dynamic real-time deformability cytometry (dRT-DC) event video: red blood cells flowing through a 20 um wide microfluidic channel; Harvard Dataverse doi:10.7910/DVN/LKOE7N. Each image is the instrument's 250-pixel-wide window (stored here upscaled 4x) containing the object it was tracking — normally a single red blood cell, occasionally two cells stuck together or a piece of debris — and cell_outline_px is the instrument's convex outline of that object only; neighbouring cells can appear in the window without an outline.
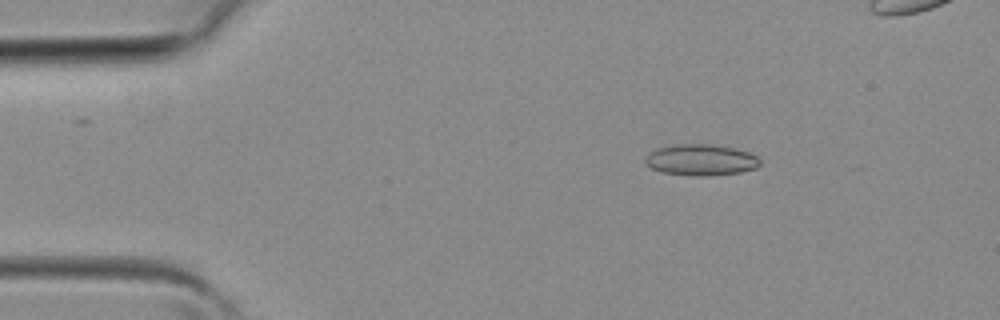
{"species": "common noctule bat (a hibernating species)", "species_latin": "Nyctalus noctula", "temperature_condition": "room temperature", "stored_images_in_passage": 34, "camera_frame_rate_fps": 3000, "um_per_image_px": 0.085, "animal": {"sex": "female", "body_mass_g": 19.3, "forearm_length_mm": 54.1}, "frame": {"image": 1, "passage_image": 6, "time_ms": 1.667, "image_size_px": [1000, 320], "cell_outline_px": [[760, 164], [756, 168], [740, 172], [712, 176], [696, 176], [660, 172], [652, 168], [644, 160], [648, 152], [656, 148], [672, 144], [720, 144], [748, 152], [756, 156], [760, 160]], "centroid_in_image_um": [59.57, 13.58], "position_along_channel_um": 25.4, "area_um2": 21.15}}
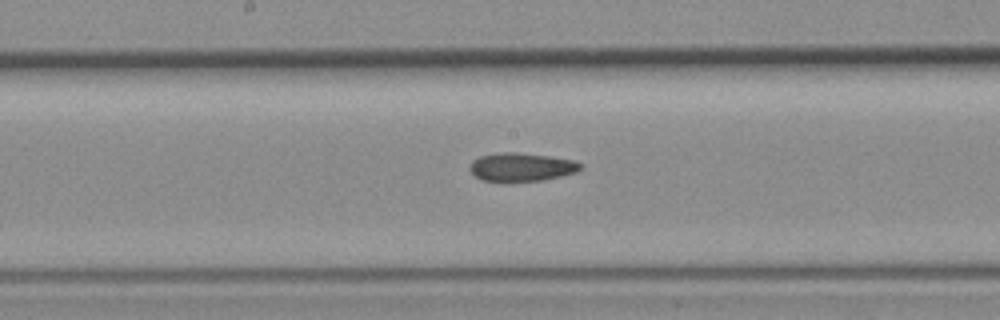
{"frame": {"image": 2, "passage_image": 20, "time_ms": 6.333, "image_size_px": [1000, 320], "cell_outline_px": [[584, 168], [576, 172], [560, 176], [540, 180], [480, 180], [468, 168], [472, 160], [480, 156], [504, 152], [516, 152], [548, 156], [572, 160], [584, 164]], "centroid_in_image_um": [44.34, 14.18], "position_along_channel_um": 203.9, "area_um2": 17.98}}
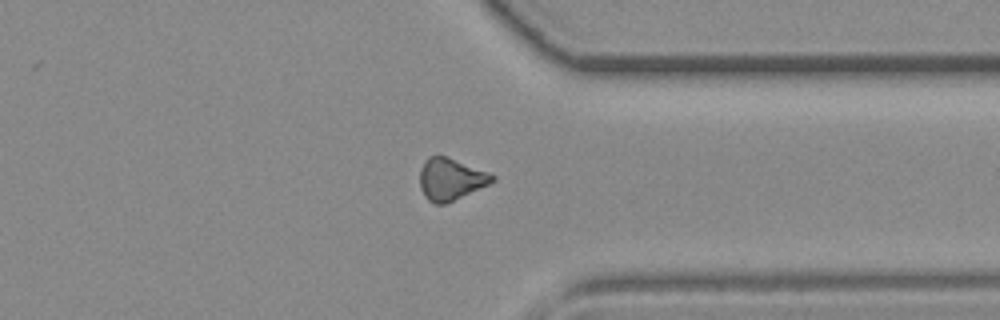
{"frame": {"image": 3, "passage_image": 30, "time_ms": 9.667, "image_size_px": [1000, 320], "cell_outline_px": [[496, 180], [488, 184], [444, 204], [436, 204], [428, 200], [424, 196], [420, 188], [420, 168], [424, 160], [428, 156], [448, 156], [488, 172], [496, 176]], "centroid_in_image_um": [38.28, 15.21], "position_along_channel_um": 373.1, "area_um2": 17.63}}